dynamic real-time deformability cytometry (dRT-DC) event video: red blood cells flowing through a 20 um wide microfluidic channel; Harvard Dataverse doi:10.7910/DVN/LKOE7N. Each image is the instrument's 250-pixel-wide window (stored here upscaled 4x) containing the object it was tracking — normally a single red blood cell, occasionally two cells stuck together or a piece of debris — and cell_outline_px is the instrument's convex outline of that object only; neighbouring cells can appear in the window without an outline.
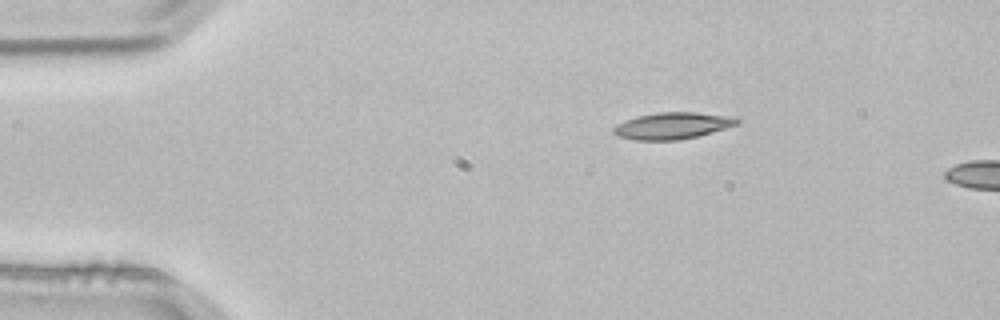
{"species": "common noctule bat (a hibernating species)", "species_latin": "Nyctalus noctula", "temperature_condition": "room temperature", "stored_images_in_passage": 2, "camera_frame_rate_fps": 3000, "um_per_image_px": 0.085, "animal": {"sex": "male", "body_mass_g": 21.5, "forearm_length_mm": 52.0}, "frame": {"image": 1, "passage_image": 1, "time_ms": 0.0, "image_size_px": [1000, 320], "cell_outline_px": [[740, 124], [696, 136], [680, 140], [636, 140], [620, 136], [612, 132], [612, 128], [616, 124], [624, 120], [636, 116], [660, 112], [696, 112], [724, 116], [740, 120]], "centroid_in_image_um": [57.1, 10.68], "position_along_channel_um": 27.9, "area_um2": 18.96}}